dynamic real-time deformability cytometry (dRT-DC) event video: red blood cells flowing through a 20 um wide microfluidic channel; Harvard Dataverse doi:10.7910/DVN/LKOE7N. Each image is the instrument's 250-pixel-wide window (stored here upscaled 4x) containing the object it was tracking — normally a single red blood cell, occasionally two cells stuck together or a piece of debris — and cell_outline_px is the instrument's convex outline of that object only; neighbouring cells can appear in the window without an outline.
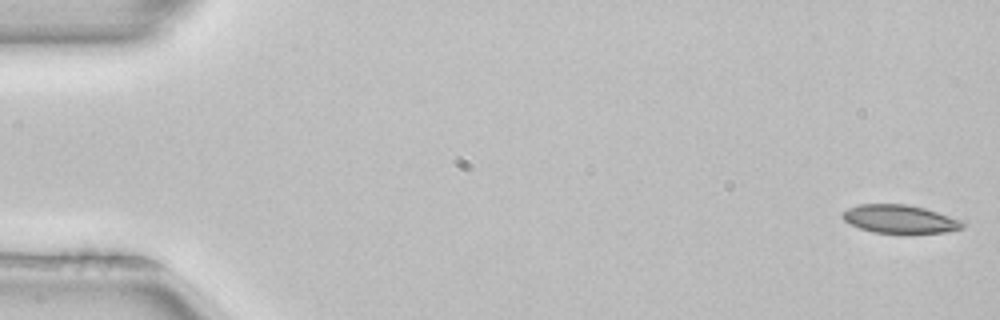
{"species": "common noctule bat (a hibernating species)", "species_latin": "Nyctalus noctula", "temperature_condition": "room temperature", "stored_images_in_passage": 51, "camera_frame_rate_fps": 3000, "um_per_image_px": 0.085, "animal": {"sex": "female", "body_mass_g": 22.7, "forearm_length_mm": 54.2}, "frame": {"image": 1, "passage_image": 1, "time_ms": 0.0, "image_size_px": [1000, 320], "cell_outline_px": [[968, 224], [964, 228], [944, 232], [872, 232], [848, 224], [840, 216], [840, 212], [848, 208], [860, 204], [904, 204], [924, 208], [968, 220]], "centroid_in_image_um": [76.53, 18.6], "position_along_channel_um": 8.5, "area_um2": 20.06}}
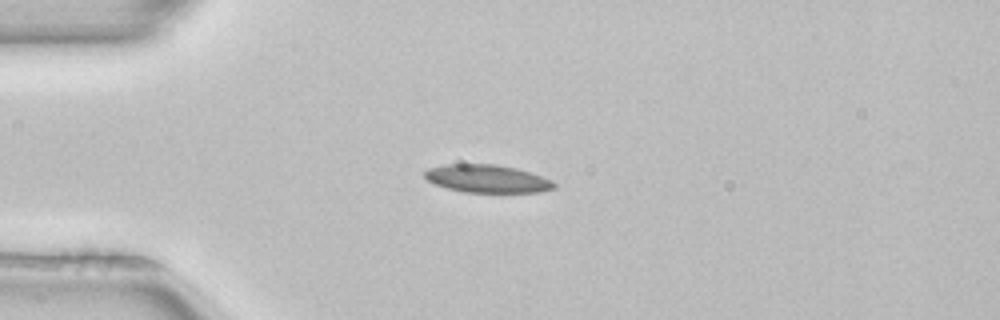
{"frame": {"image": 2, "passage_image": 13, "time_ms": 4.0, "image_size_px": [1000, 320], "cell_outline_px": [[556, 188], [540, 192], [464, 192], [448, 188], [436, 184], [428, 180], [424, 176], [424, 172], [428, 168], [448, 164], [496, 164], [516, 168], [552, 180], [556, 184]], "centroid_in_image_um": [41.42, 15.19], "position_along_channel_um": 43.6, "area_um2": 20.87}}
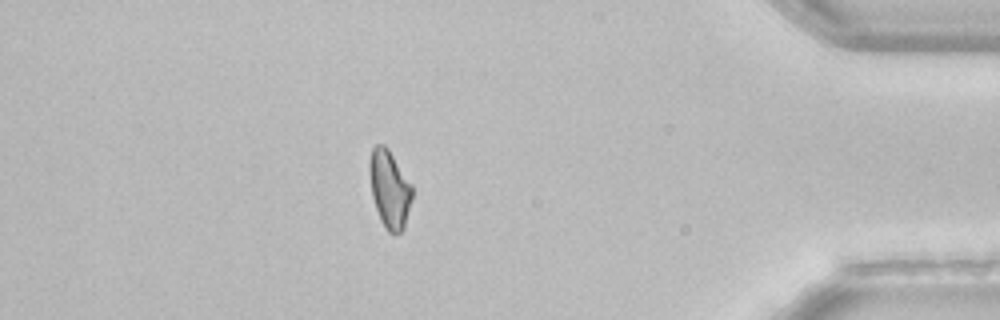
{"frame": {"image": 3, "passage_image": 45, "time_ms": 14.667, "image_size_px": [1000, 320], "cell_outline_px": [[412, 200], [404, 228], [400, 232], [392, 236], [388, 232], [380, 220], [372, 196], [368, 172], [368, 164], [372, 148], [376, 144], [384, 144], [388, 148], [412, 184]], "centroid_in_image_um": [33.1, 16.07], "position_along_channel_um": 402.1, "area_um2": 19.65}}